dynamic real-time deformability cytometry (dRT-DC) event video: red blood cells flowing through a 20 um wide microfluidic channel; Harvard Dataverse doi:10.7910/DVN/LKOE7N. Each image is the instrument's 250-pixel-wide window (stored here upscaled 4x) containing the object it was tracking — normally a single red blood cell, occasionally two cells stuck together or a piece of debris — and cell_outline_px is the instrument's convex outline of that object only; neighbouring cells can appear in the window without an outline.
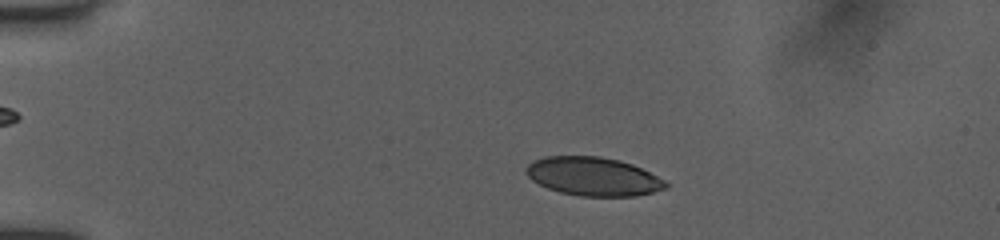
{"species": "human", "species_latin": "Homo sapiens", "temperature_condition": "room temperature", "stored_images_in_passage": 26, "camera_frame_rate_fps": 3000, "um_per_image_px": 0.085, "donor": {"sex": "female"}, "frame": {"image": 1, "passage_image": 5, "time_ms": 2.667, "image_size_px": [1000, 240], "cell_outline_px": [[668, 188], [636, 196], [580, 196], [560, 192], [548, 188], [532, 180], [528, 176], [524, 168], [532, 160], [544, 156], [600, 156], [620, 160], [632, 164], [664, 180], [668, 184]], "centroid_in_image_um": [50.4, 14.99], "position_along_channel_um": 34.6, "area_um2": 31.39}}
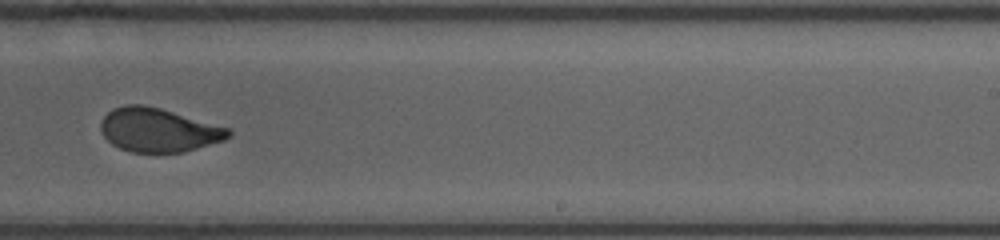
{"frame": {"image": 2, "passage_image": 16, "time_ms": 10.333, "image_size_px": [1000, 240], "cell_outline_px": [[232, 136], [224, 140], [184, 152], [128, 152], [112, 144], [104, 136], [100, 128], [100, 124], [104, 116], [112, 108], [124, 104], [140, 104], [160, 108], [232, 128]], "centroid_in_image_um": [13.49, 11.04], "position_along_channel_um": 275.5, "area_um2": 32.83}}
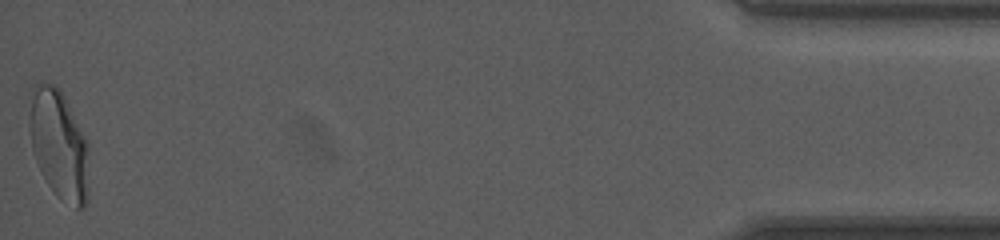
{"frame": {"image": 3, "passage_image": 26, "time_ms": 16.333, "image_size_px": [1000, 240], "cell_outline_px": [[88, 200], [84, 208], [76, 208], [60, 200], [56, 196], [48, 184], [36, 160], [32, 148], [32, 88], [40, 84], [56, 84], [60, 88], [88, 144]], "centroid_in_image_um": [5.07, 12.38], "position_along_channel_um": 430.1, "area_um2": 36.93}, "authors_computed_cell_mechanics": {"area_um2": 32.8593, "velocity_mm_per_s": 3.9888, "shape_relaxation_time_tau1_ms": 5.404, "shape_relaxation_time_tau2_ms": 0.6955, "deformation_change_tau1": 0.1637, "deformation_change_tau2": 0.0542}}